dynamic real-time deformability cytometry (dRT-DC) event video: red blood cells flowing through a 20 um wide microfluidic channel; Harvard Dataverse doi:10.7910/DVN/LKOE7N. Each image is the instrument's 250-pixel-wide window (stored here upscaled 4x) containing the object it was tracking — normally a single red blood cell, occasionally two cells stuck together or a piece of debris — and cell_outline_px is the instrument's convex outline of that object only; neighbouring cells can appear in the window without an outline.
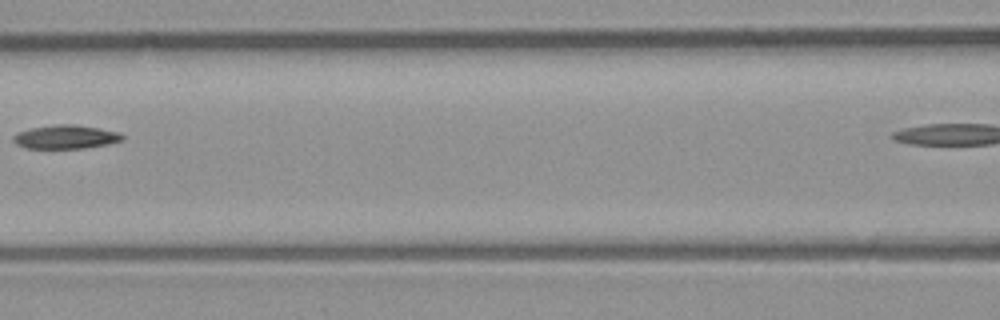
{"species": "common noctule bat (a hibernating species)", "species_latin": "Nyctalus noctula", "temperature_condition": "room temperature", "stored_images_in_passage": 6, "segment_of_instrument_passage": [1, 2], "camera_frame_rate_fps": 3000, "um_per_image_px": 0.085, "animal": {"sex": "male", "body_mass_g": 23.1, "forearm_length_mm": 52.7}, "frame": {"image": 1, "passage_image": 4, "time_ms": 1.0, "image_size_px": [1000, 320], "cell_outline_px": [[124, 136], [120, 140], [104, 144], [84, 148], [28, 148], [16, 144], [12, 140], [12, 136], [16, 132], [32, 128], [56, 124], [76, 124], [120, 132]], "centroid_in_image_um": [5.53, 11.62], "position_along_channel_um": 161.1, "area_um2": 14.91}}
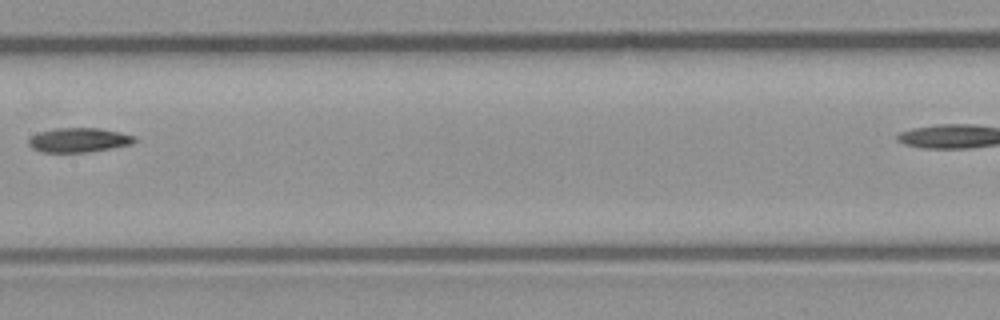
{"frame": {"image": 2, "passage_image": 5, "time_ms": 1.333, "image_size_px": [1000, 320], "cell_outline_px": [[136, 140], [132, 144], [88, 152], [40, 152], [32, 148], [28, 144], [28, 140], [32, 136], [40, 132], [56, 128], [100, 128], [120, 132], [136, 136]], "centroid_in_image_um": [6.7, 11.9], "position_along_channel_um": 200.7, "area_um2": 15.03}}